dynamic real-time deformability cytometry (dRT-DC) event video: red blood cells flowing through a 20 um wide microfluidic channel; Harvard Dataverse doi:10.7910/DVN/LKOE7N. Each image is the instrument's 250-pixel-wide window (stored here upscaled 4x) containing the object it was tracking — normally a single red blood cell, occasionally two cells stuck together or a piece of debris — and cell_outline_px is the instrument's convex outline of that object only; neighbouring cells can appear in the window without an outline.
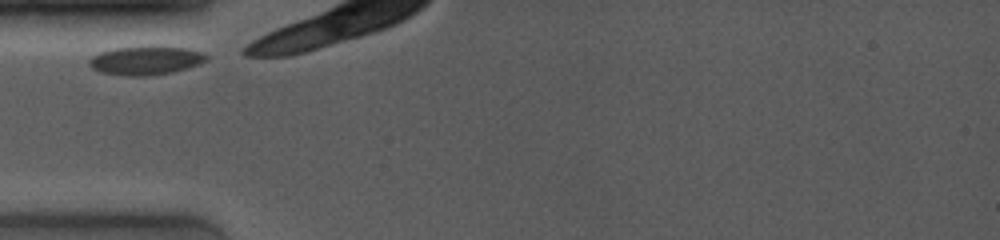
{"species": "common noctule bat (a hibernating species)", "species_latin": "Nyctalus noctula", "temperature_condition": "room temperature", "stored_images_in_passage": 13, "camera_frame_rate_fps": 4000, "um_per_image_px": 0.085, "animal": {"sex": "female", "body_mass_g": 19.0, "forearm_length_mm": 53.3}, "frame": {"image": 1, "passage_image": 1, "time_ms": 0.0, "image_size_px": [1000, 240], "cell_outline_px": [[208, 60], [200, 64], [172, 72], [144, 76], [128, 76], [100, 72], [92, 68], [88, 64], [88, 60], [92, 56], [100, 52], [116, 48], [188, 48], [204, 52], [208, 56]], "centroid_in_image_um": [12.39, 5.16], "position_along_channel_um": 72.6, "area_um2": 19.13}}